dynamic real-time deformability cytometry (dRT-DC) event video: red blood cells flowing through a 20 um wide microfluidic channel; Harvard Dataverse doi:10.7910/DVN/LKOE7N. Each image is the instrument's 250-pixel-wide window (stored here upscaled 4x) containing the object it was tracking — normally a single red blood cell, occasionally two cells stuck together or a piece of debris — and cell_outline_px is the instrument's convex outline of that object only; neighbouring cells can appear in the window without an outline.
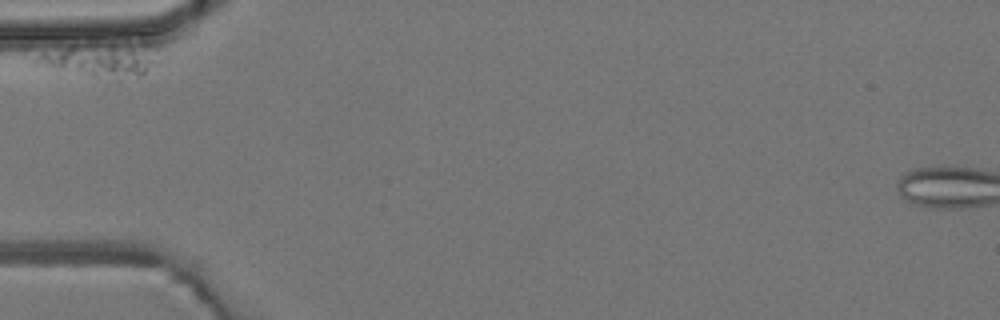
{"species": "common noctule bat (a hibernating species)", "species_latin": "Nyctalus noctula", "temperature_condition": "room temperature", "stored_images_in_passage": 7, "camera_frame_rate_fps": 3000, "um_per_image_px": 0.085, "animal": {"sex": "male", "body_mass_g": 19.2, "forearm_length_mm": 51.8}, "frame": {"image": 1, "passage_image": 1, "time_ms": 0.0, "image_size_px": [1000, 320], "cell_outline_px": [[160, 64], [140, 76], [120, 80], [96, 80], [52, 72], [36, 60], [40, 52], [72, 44], [144, 44]], "centroid_in_image_um": [8.46, 5.18], "position_along_channel_um": 76.5, "area_um2": 25.2}}
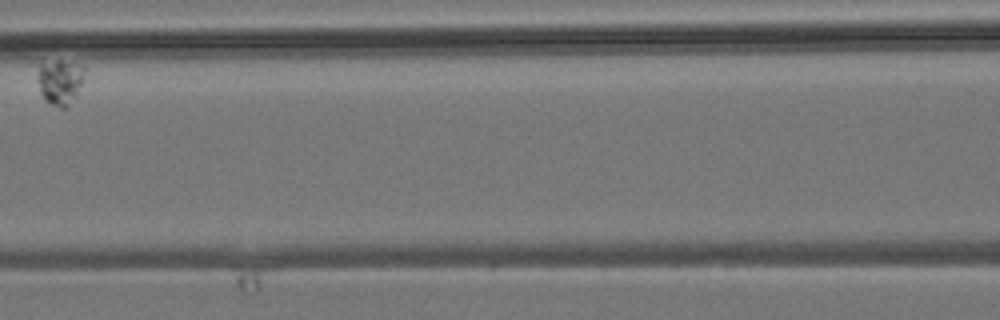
{"frame": {"image": 2, "passage_image": 4, "time_ms": 3.667, "image_size_px": [1000, 320], "cell_outline_px": [[88, 68], [76, 96], [68, 108], [60, 108], [44, 100], [40, 92], [36, 64], [56, 60], [60, 60], [80, 64]], "centroid_in_image_um": [5.12, 6.93], "position_along_channel_um": 161.5, "area_um2": 12.83}}
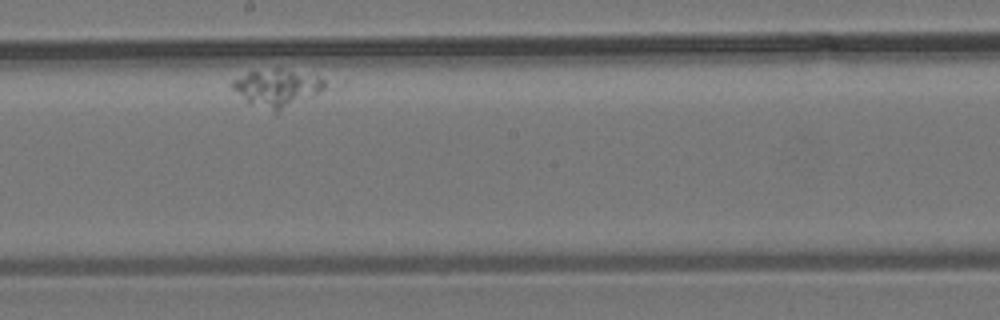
{"frame": {"image": 3, "passage_image": 6, "time_ms": 6.0, "image_size_px": [1000, 320], "cell_outline_px": [[340, 88], [280, 112], [272, 112], [248, 100], [232, 88], [232, 80], [248, 72], [276, 68], [280, 68], [320, 76]], "centroid_in_image_um": [23.88, 7.49], "position_along_channel_um": 224.3, "area_um2": 21.5}}